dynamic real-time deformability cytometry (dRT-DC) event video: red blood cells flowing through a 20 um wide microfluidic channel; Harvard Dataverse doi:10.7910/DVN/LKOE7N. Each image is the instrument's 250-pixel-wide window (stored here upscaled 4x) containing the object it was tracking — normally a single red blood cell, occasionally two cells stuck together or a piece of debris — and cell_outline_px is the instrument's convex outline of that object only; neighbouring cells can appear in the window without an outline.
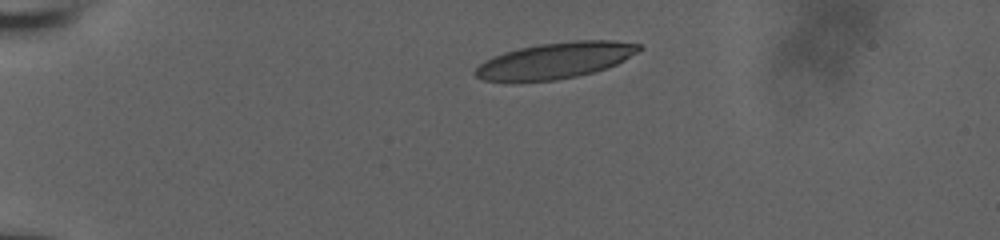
{"species": "human", "species_latin": "Homo sapiens", "temperature_condition": "room temperature", "stored_images_in_passage": 43, "camera_frame_rate_fps": 3000, "um_per_image_px": 0.085, "donor": {"sex": "male"}, "frame": {"image": 1, "passage_image": 1, "time_ms": 0.0, "image_size_px": [1000, 240], "cell_outline_px": [[644, 48], [624, 60], [616, 64], [592, 72], [576, 76], [556, 80], [512, 84], [504, 84], [484, 80], [476, 76], [472, 72], [484, 60], [504, 52], [520, 48], [540, 44], [572, 40], [612, 40], [640, 44]], "centroid_in_image_um": [47.12, 5.17], "position_along_channel_um": 37.9, "area_um2": 35.08}}
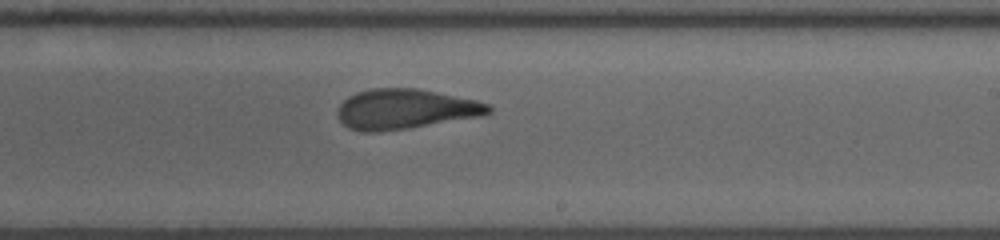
{"frame": {"image": 2, "passage_image": 23, "time_ms": 7.333, "image_size_px": [1000, 240], "cell_outline_px": [[492, 112], [484, 116], [408, 128], [376, 132], [364, 132], [348, 128], [336, 116], [336, 112], [340, 104], [348, 96], [356, 92], [372, 88], [416, 88], [476, 100], [488, 104], [492, 108]], "centroid_in_image_um": [34.43, 9.27], "position_along_channel_um": 254.6, "area_um2": 35.32}}
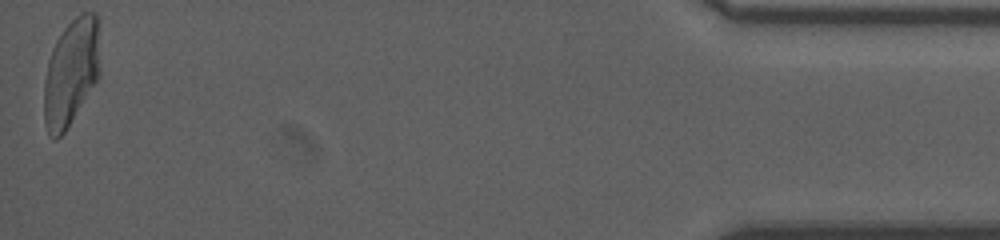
{"frame": {"image": 3, "passage_image": 43, "time_ms": 14.0, "image_size_px": [1000, 240], "cell_outline_px": [[100, 72], [96, 80], [64, 132], [56, 140], [52, 140], [44, 124], [44, 80], [48, 60], [52, 48], [56, 40], [64, 28], [80, 12], [96, 12], [100, 20]], "centroid_in_image_um": [6.06, 6.07], "position_along_channel_um": 429.1, "area_um2": 35.26}, "authors_computed_cell_mechanics": {"area_um2": 35.3736, "velocity_mm_per_s": 3.8393, "shape_relaxation_time_tau1_ms": null, "shape_relaxation_time_tau2_ms": 1.6694, "deformation_change_tau1": null, "deformation_change_tau2": 0.0944}}